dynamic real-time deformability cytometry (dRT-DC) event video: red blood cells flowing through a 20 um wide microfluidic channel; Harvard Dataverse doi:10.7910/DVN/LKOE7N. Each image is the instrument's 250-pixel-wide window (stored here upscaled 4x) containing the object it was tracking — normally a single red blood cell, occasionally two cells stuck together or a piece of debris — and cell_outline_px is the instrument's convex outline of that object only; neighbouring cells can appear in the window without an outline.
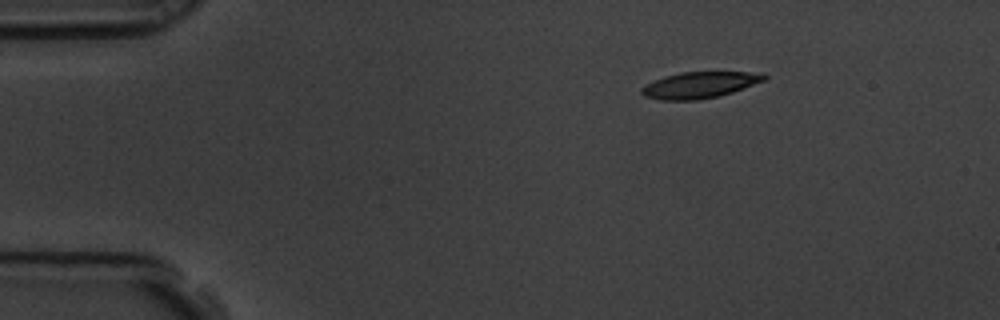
{"species": "common noctule bat (a hibernating species)", "species_latin": "Nyctalus noctula", "temperature_condition": "room temperature", "stored_images_in_passage": 10, "camera_frame_rate_fps": 3000, "um_per_image_px": 0.085, "animal": {"sex": "male", "body_mass_g": 19.5, "forearm_length_mm": 54.6}, "frame": {"image": 1, "passage_image": 1, "time_ms": 0.0, "image_size_px": [1000, 320], "cell_outline_px": [[768, 76], [764, 80], [732, 92], [716, 96], [696, 100], [660, 100], [644, 96], [640, 92], [640, 88], [644, 84], [664, 76], [680, 72], [764, 72]], "centroid_in_image_um": [59.42, 7.21], "position_along_channel_um": 25.6, "area_um2": 18.79}}
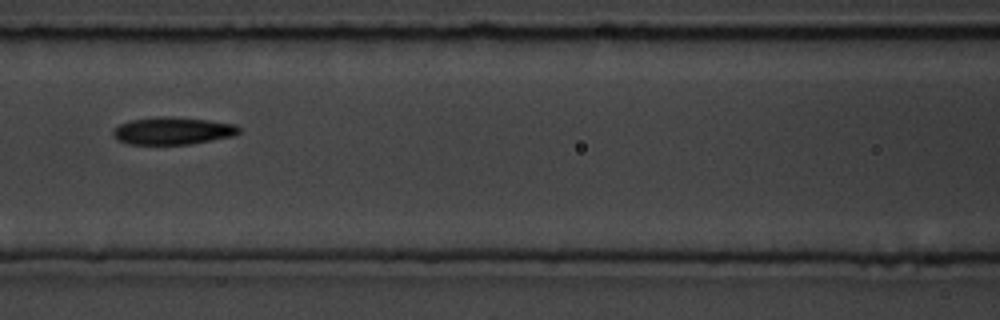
{"frame": {"image": 2, "passage_image": 6, "time_ms": 1.667, "image_size_px": [1000, 320], "cell_outline_px": [[240, 132], [232, 136], [212, 140], [188, 144], [128, 144], [116, 140], [112, 136], [112, 132], [120, 124], [128, 120], [156, 116], [172, 116], [208, 120], [236, 124], [240, 128]], "centroid_in_image_um": [14.64, 11.11], "position_along_channel_um": 152.0, "area_um2": 20.29}}
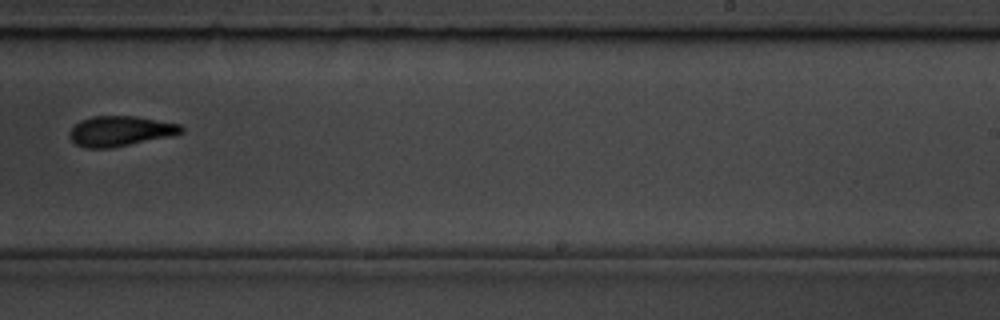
{"frame": {"image": 3, "passage_image": 9, "time_ms": 2.667, "image_size_px": [1000, 320], "cell_outline_px": [[184, 132], [172, 136], [108, 148], [84, 148], [76, 144], [68, 136], [68, 132], [80, 120], [92, 116], [136, 116], [180, 124], [184, 128]], "centroid_in_image_um": [10.22, 11.14], "position_along_channel_um": 278.8, "area_um2": 19.65}}